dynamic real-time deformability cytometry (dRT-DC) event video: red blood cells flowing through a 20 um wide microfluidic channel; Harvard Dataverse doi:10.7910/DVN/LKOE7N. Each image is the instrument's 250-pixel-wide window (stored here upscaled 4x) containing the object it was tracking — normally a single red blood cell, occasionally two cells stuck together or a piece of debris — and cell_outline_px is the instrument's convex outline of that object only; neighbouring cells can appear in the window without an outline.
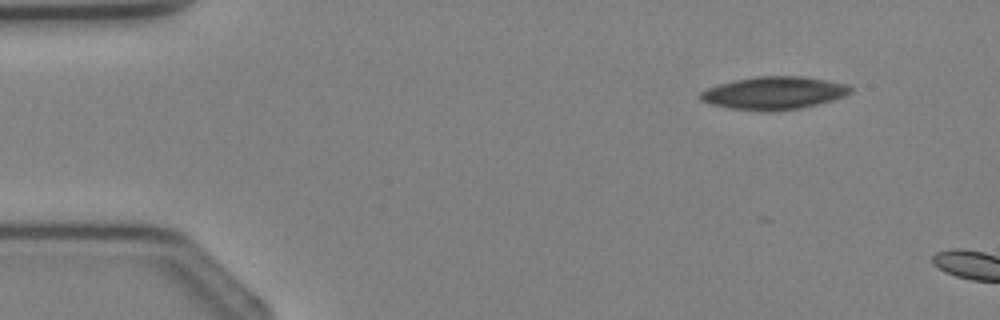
{"species": "Egyptian fruit bat (a non-hibernating species)", "species_latin": "Rousettus aegyptiacus", "temperature_condition": "cold", "stored_images_in_passage": 2, "camera_frame_rate_fps": 3000, "um_per_image_px": 0.085, "animal": {"sex": "female"}, "frame": {"image": 1, "passage_image": 1, "time_ms": 0.0, "image_size_px": [1000, 320], "cell_outline_px": [[852, 92], [844, 96], [832, 100], [800, 108], [768, 112], [728, 108], [712, 104], [700, 100], [696, 96], [700, 92], [708, 88], [720, 84], [736, 80], [756, 76], [804, 76], [848, 84], [852, 88]], "centroid_in_image_um": [65.78, 7.91], "position_along_channel_um": 19.2, "area_um2": 28.73}}